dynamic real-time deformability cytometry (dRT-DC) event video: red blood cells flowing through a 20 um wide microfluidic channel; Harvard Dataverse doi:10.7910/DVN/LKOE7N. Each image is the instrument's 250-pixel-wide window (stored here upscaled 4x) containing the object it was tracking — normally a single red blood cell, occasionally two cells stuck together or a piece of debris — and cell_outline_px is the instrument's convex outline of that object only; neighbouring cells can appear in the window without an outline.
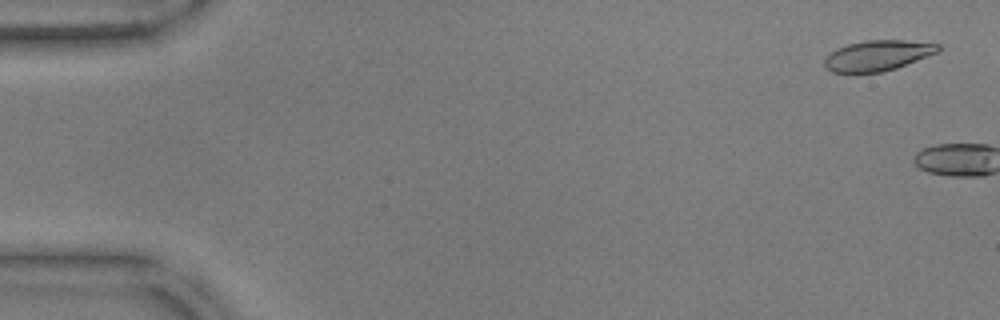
{"species": "common noctule bat (a hibernating species)", "species_latin": "Nyctalus noctula", "temperature_condition": "warm", "stored_images_in_passage": 3, "camera_frame_rate_fps": 3000, "um_per_image_px": 0.085, "animal": {"sex": "male", "body_mass_g": 17.9, "forearm_length_mm": 54.2}, "frame": {"image": 1, "passage_image": 1, "time_ms": 0.0, "image_size_px": [1000, 320], "cell_outline_px": [[940, 48], [936, 52], [896, 68], [884, 72], [856, 76], [832, 72], [824, 64], [824, 60], [836, 48], [848, 44], [864, 40], [904, 40], [940, 44]], "centroid_in_image_um": [74.52, 4.76], "position_along_channel_um": 10.5, "area_um2": 20.58}}